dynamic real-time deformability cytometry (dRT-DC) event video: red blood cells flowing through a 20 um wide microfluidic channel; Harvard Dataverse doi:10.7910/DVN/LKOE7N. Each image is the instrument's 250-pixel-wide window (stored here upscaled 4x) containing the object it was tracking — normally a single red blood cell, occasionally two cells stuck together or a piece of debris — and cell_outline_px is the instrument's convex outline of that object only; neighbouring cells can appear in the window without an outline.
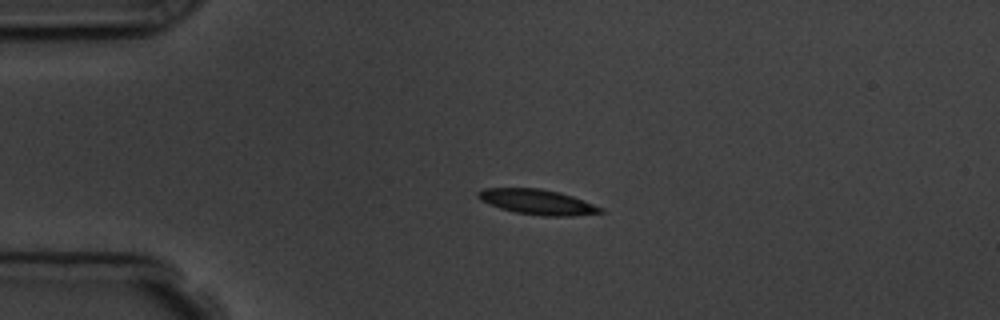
{"species": "common noctule bat (a hibernating species)", "species_latin": "Nyctalus noctula", "temperature_condition": "room temperature", "stored_images_in_passage": 4, "camera_frame_rate_fps": 3000, "um_per_image_px": 0.085, "animal": {"sex": "male", "body_mass_g": 19.5, "forearm_length_mm": 54.6}, "frame": {"image": 1, "passage_image": 3, "time_ms": 2.333, "image_size_px": [1000, 320], "cell_outline_px": [[604, 212], [572, 216], [544, 216], [516, 212], [500, 208], [488, 204], [480, 200], [476, 196], [476, 192], [484, 188], [540, 188], [572, 196], [604, 208]], "centroid_in_image_um": [45.65, 17.16], "position_along_channel_um": 39.4, "area_um2": 17.86}}